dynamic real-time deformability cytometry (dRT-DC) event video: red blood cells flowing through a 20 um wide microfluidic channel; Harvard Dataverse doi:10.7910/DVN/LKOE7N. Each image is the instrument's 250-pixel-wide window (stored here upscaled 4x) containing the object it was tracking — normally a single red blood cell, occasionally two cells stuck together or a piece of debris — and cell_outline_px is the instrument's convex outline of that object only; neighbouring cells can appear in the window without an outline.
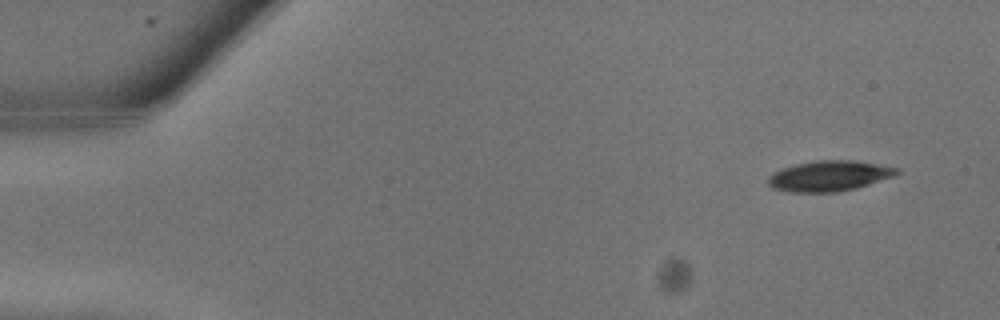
{"species": "common noctule bat (a hibernating species)", "species_latin": "Nyctalus noctula", "temperature_condition": "warm", "stored_images_in_passage": 11, "camera_frame_rate_fps": 3000, "um_per_image_px": 0.085, "animal": {"sex": "male", "body_mass_g": 13.3}, "frame": {"image": 1, "passage_image": 2, "time_ms": 0.333, "image_size_px": [1000, 320], "cell_outline_px": [[900, 172], [892, 176], [856, 188], [836, 192], [788, 192], [772, 188], [768, 184], [768, 176], [772, 172], [780, 168], [796, 164], [816, 160], [856, 160], [900, 168]], "centroid_in_image_um": [70.44, 14.94], "position_along_channel_um": 14.6, "area_um2": 22.95}}
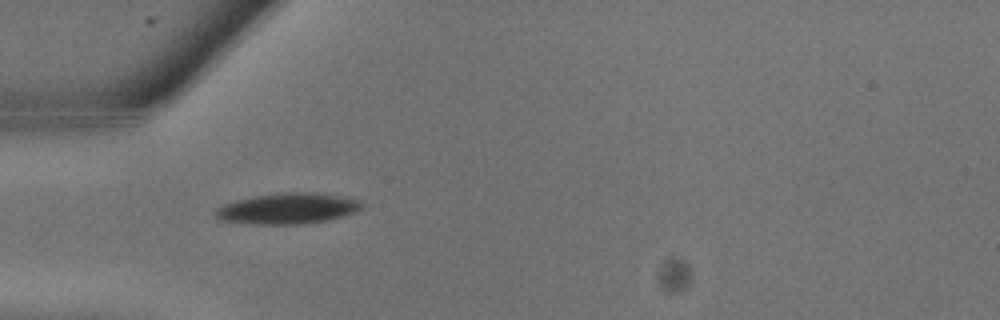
{"frame": {"image": 2, "passage_image": 8, "time_ms": 2.333, "image_size_px": [1000, 320], "cell_outline_px": [[364, 208], [356, 212], [344, 216], [328, 220], [304, 224], [252, 224], [220, 220], [212, 216], [212, 212], [216, 208], [224, 204], [236, 200], [252, 196], [276, 192], [316, 192], [340, 196], [360, 200], [364, 204]], "centroid_in_image_um": [24.44, 17.72], "position_along_channel_um": 60.6, "area_um2": 26.88}}
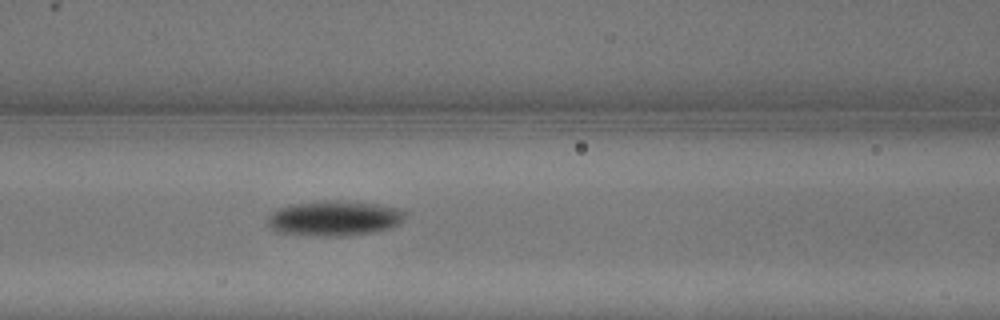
{"frame": {"image": 3, "passage_image": 11, "time_ms": 3.333, "image_size_px": [1000, 320], "cell_outline_px": [[408, 216], [400, 224], [376, 232], [348, 236], [312, 236], [276, 232], [268, 224], [268, 216], [276, 208], [292, 204], [324, 200], [336, 200], [376, 204], [400, 208], [408, 212]], "centroid_in_image_um": [28.45, 18.56], "position_along_channel_um": 138.1, "area_um2": 28.67}}